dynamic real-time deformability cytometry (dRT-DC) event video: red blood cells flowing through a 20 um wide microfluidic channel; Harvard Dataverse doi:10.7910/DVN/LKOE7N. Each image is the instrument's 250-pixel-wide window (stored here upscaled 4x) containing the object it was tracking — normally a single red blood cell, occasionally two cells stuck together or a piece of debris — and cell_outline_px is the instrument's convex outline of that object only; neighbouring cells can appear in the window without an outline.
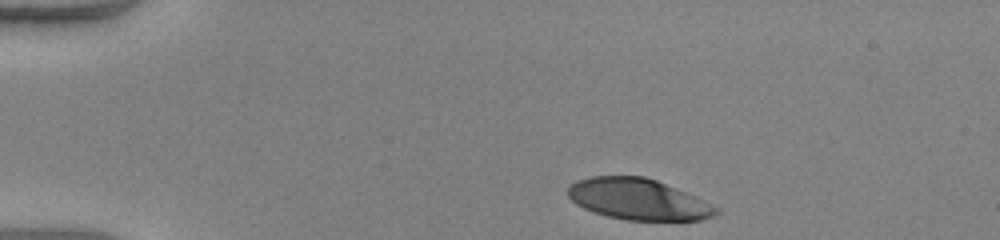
{"species": "human", "species_latin": "Homo sapiens", "temperature_condition": "warm", "stored_images_in_passage": 35, "camera_frame_rate_fps": 3000, "um_per_image_px": 0.085, "donor": {"sex": "female"}, "frame": {"image": 1, "passage_image": 1, "time_ms": 0.0, "image_size_px": [1000, 240], "cell_outline_px": [[720, 212], [712, 216], [700, 220], [624, 220], [608, 216], [584, 208], [576, 204], [568, 196], [568, 188], [576, 180], [592, 176], [644, 176], [656, 180], [676, 188], [704, 200], [720, 208]], "centroid_in_image_um": [54.26, 16.93], "position_along_channel_um": 30.7, "area_um2": 35.32}}
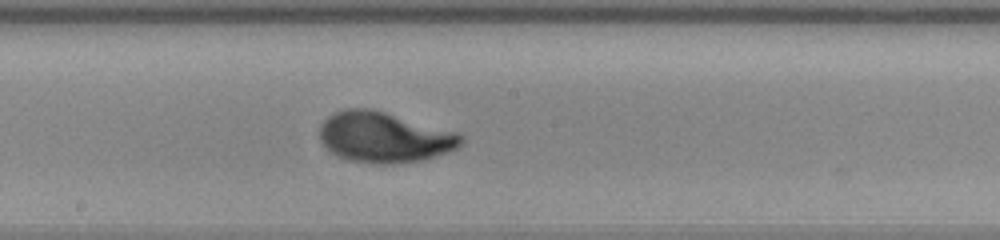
{"frame": {"image": 2, "passage_image": 20, "time_ms": 6.333, "image_size_px": [1000, 240], "cell_outline_px": [[464, 144], [448, 152], [424, 160], [392, 164], [372, 164], [348, 160], [332, 152], [324, 144], [320, 136], [320, 128], [324, 120], [328, 116], [344, 108], [372, 108], [456, 132], [464, 136]], "centroid_in_image_um": [32.69, 11.67], "position_along_channel_um": 215.5, "area_um2": 41.67}}
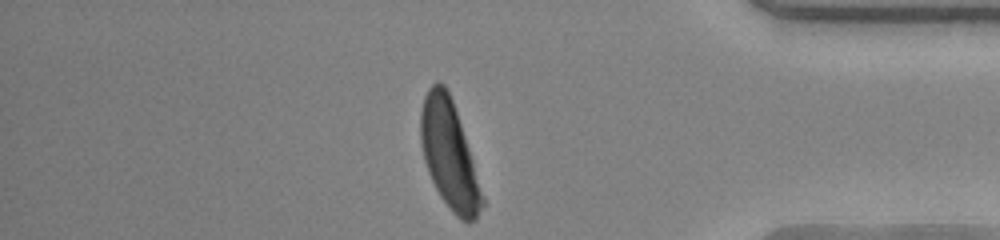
{"frame": {"image": 3, "passage_image": 35, "time_ms": 11.333, "image_size_px": [1000, 240], "cell_outline_px": [[484, 204], [476, 220], [468, 224], [460, 220], [452, 212], [440, 196], [428, 172], [424, 160], [420, 140], [420, 112], [424, 96], [428, 88], [436, 80], [440, 80], [444, 84], [452, 100], [472, 160], [484, 200]], "centroid_in_image_um": [38.16, 13.16], "position_along_channel_um": 397.0, "area_um2": 38.26}, "authors_computed_cell_mechanics": {"area_um2": 38.6682, "velocity_mm_per_s": 4.0905, "shape_relaxation_time_tau1_ms": 3.5526, "shape_relaxation_time_tau2_ms": null, "deformation_change_tau1": 0.2596, "deformation_change_tau2": null}}